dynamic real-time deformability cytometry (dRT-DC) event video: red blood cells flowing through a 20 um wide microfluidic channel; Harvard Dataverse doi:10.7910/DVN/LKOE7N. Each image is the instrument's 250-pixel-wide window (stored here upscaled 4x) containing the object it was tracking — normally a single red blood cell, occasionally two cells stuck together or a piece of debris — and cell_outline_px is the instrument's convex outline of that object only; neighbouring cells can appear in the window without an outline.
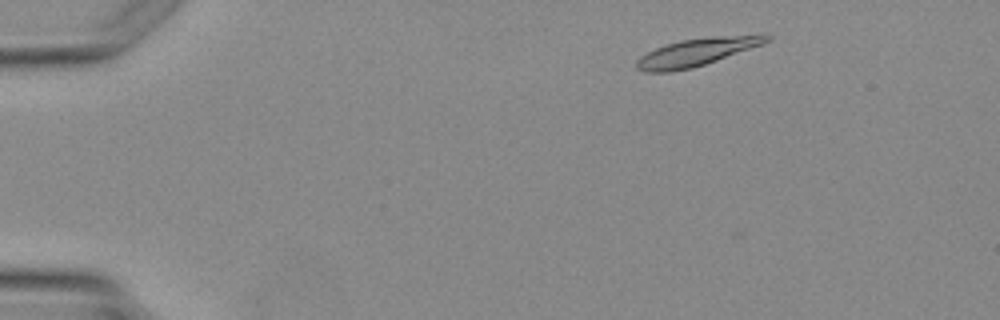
{"species": "Egyptian fruit bat (a non-hibernating species)", "species_latin": "Rousettus aegyptiacus", "temperature_condition": "warm", "stored_images_in_passage": 4, "segment_of_instrument_passage": [2, 2], "camera_frame_rate_fps": 3000, "um_per_image_px": 0.085, "animal": {"sex": "female"}, "frame": {"image": 1, "passage_image": 4, "time_ms": 5.333, "image_size_px": [1000, 320], "cell_outline_px": [[772, 40], [764, 44], [692, 68], [672, 72], [644, 72], [636, 68], [636, 60], [640, 56], [656, 48], [680, 40], [716, 36], [764, 32], [772, 36]], "centroid_in_image_um": [59.32, 4.4], "position_along_channel_um": 25.7, "area_um2": 21.33}}